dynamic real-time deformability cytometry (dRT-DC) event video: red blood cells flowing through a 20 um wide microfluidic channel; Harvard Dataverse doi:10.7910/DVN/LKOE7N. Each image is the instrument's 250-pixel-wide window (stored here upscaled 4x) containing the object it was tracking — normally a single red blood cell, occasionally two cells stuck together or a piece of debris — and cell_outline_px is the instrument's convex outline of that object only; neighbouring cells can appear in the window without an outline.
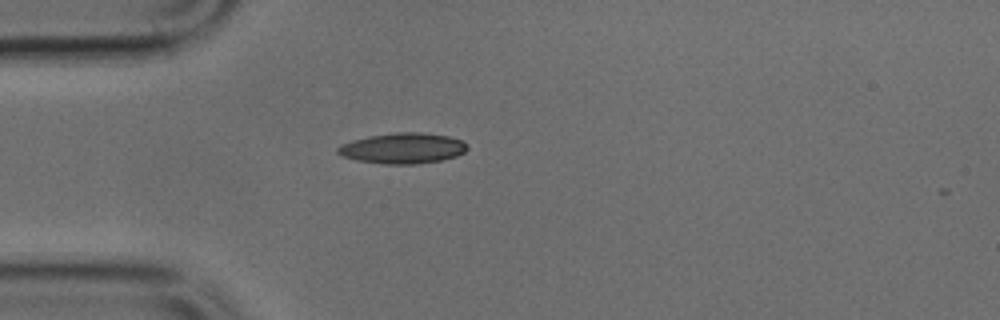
{"species": "common noctule bat (a hibernating species)", "species_latin": "Nyctalus noctula", "temperature_condition": "cold", "stored_images_in_passage": 4, "camera_frame_rate_fps": 3000, "um_per_image_px": 0.085, "animal": {"sex": "male", "body_mass_g": 17.9, "forearm_length_mm": 54.2}, "frame": {"image": 1, "passage_image": 2, "time_ms": 0.333, "image_size_px": [1000, 320], "cell_outline_px": [[468, 148], [464, 152], [456, 156], [440, 160], [416, 164], [384, 164], [356, 160], [344, 156], [336, 152], [336, 148], [340, 144], [352, 140], [368, 136], [396, 132], [420, 132], [448, 136], [464, 140], [468, 144]], "centroid_in_image_um": [34.24, 12.59], "position_along_channel_um": 50.8, "area_um2": 23.24}}